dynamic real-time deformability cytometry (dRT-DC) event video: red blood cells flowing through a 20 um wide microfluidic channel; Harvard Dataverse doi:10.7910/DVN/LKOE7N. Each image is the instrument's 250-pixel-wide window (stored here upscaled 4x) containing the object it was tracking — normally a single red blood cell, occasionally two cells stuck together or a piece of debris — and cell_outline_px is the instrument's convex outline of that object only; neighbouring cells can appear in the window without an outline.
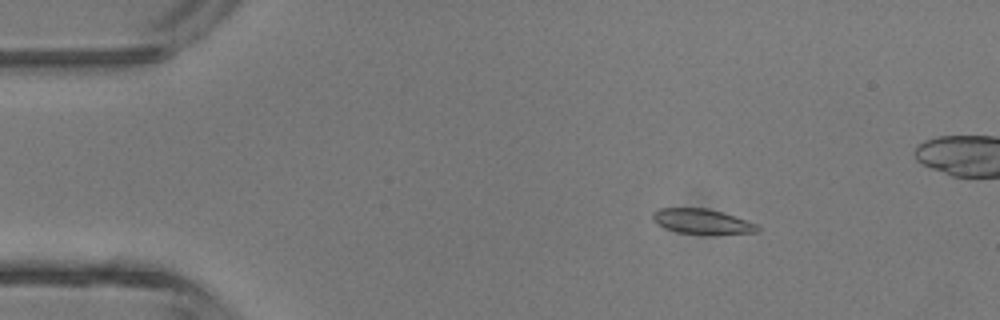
{"species": "common noctule bat (a hibernating species)", "species_latin": "Nyctalus noctula", "temperature_condition": "room temperature", "stored_images_in_passage": 4, "camera_frame_rate_fps": 3000, "um_per_image_px": 0.085, "animal": {"sex": "male", "body_mass_g": 13.3}, "frame": {"image": 1, "passage_image": 1, "time_ms": 0.0, "image_size_px": [1000, 320], "cell_outline_px": [[760, 228], [756, 232], [676, 232], [664, 228], [652, 220], [652, 212], [660, 208], [708, 208], [756, 224]], "centroid_in_image_um": [59.55, 18.78], "position_along_channel_um": 25.5, "area_um2": 14.39}}